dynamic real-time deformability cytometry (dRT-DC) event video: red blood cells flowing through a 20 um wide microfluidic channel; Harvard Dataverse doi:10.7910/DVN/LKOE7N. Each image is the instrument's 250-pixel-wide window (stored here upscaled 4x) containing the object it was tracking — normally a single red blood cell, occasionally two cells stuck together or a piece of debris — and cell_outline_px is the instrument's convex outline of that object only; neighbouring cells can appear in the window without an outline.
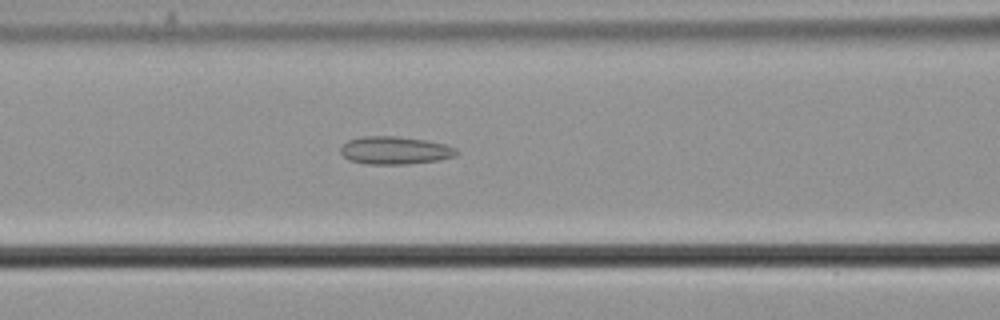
{"species": "common noctule bat (a hibernating species)", "species_latin": "Nyctalus noctula", "temperature_condition": "cold", "stored_images_in_passage": 55, "camera_frame_rate_fps": 3000, "um_per_image_px": 0.085, "animal": {"sex": "male", "body_mass_g": 21.5, "forearm_length_mm": 52.0}, "frame": {"image": 1, "passage_image": 23, "time_ms": 7.333, "image_size_px": [1000, 320], "cell_outline_px": [[460, 152], [456, 156], [440, 160], [408, 164], [368, 164], [348, 160], [340, 152], [340, 148], [348, 140], [360, 136], [396, 136], [424, 140], [444, 144], [456, 148]], "centroid_in_image_um": [33.58, 12.78], "position_along_channel_um": 133.0, "area_um2": 18.9}}
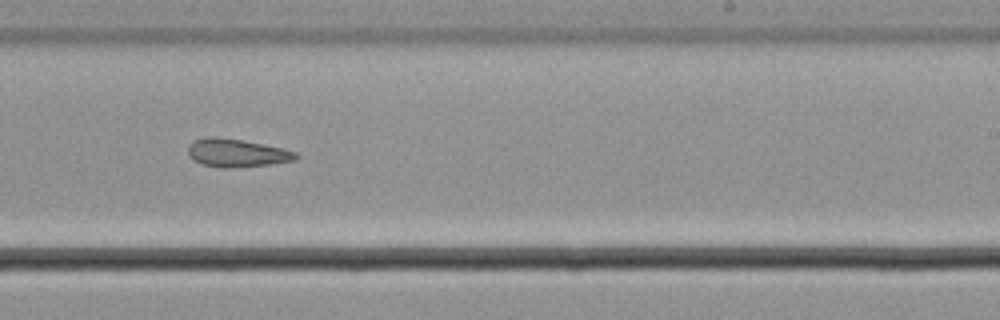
{"frame": {"image": 2, "passage_image": 34, "time_ms": 11.0, "image_size_px": [1000, 320], "cell_outline_px": [[300, 156], [292, 160], [268, 164], [228, 168], [220, 168], [204, 164], [188, 156], [188, 148], [196, 140], [208, 136], [216, 136], [240, 140], [280, 148], [296, 152]], "centroid_in_image_um": [20.09, 13.0], "position_along_channel_um": 268.9, "area_um2": 17.11}}
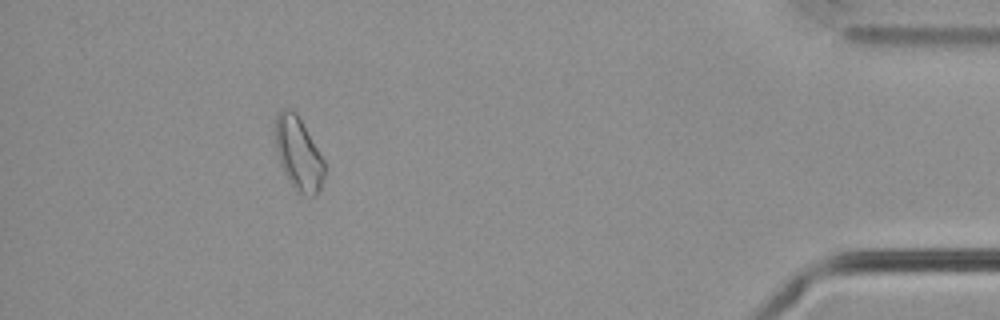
{"frame": {"image": 3, "passage_image": 50, "time_ms": 16.333, "image_size_px": [1000, 320], "cell_outline_px": [[324, 180], [316, 196], [300, 196], [296, 192], [288, 180], [280, 164], [276, 148], [276, 112], [280, 108], [292, 108], [296, 112], [324, 160]], "centroid_in_image_um": [25.36, 13.09], "position_along_channel_um": 409.8, "area_um2": 21.1}}